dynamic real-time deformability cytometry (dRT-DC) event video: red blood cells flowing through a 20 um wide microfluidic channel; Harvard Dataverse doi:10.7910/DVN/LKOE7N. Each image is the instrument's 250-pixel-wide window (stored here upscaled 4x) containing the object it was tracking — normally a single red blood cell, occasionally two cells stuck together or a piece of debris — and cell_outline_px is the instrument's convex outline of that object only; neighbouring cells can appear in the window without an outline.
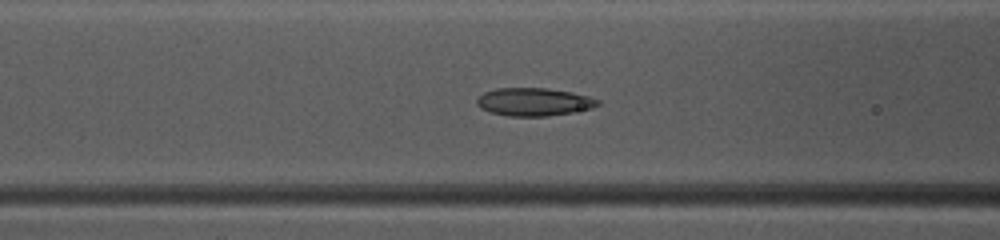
{"species": "common noctule bat (a hibernating species)", "species_latin": "Nyctalus noctula", "temperature_condition": "warm", "stored_images_in_passage": 41, "camera_frame_rate_fps": 3000, "um_per_image_px": 0.085, "animal": {"sex": "female", "body_mass_g": 10.0, "forearm_length_mm": 53.1}, "frame": {"image": 1, "passage_image": 11, "time_ms": 3.333, "image_size_px": [1000, 240], "cell_outline_px": [[600, 104], [592, 108], [572, 112], [548, 116], [508, 116], [492, 112], [480, 108], [476, 104], [476, 100], [484, 92], [496, 88], [548, 88], [572, 92], [588, 96], [600, 100]], "centroid_in_image_um": [45.39, 8.65], "position_along_channel_um": 121.2, "area_um2": 19.71}}
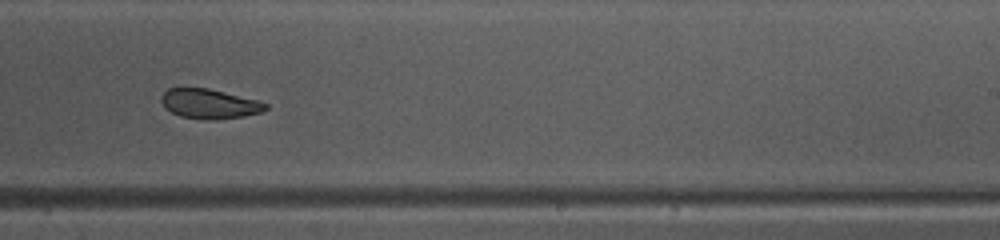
{"frame": {"image": 2, "passage_image": 22, "time_ms": 7.0, "image_size_px": [1000, 240], "cell_outline_px": [[268, 108], [260, 112], [244, 116], [216, 120], [208, 120], [180, 116], [164, 108], [160, 100], [160, 96], [168, 88], [208, 88], [256, 100], [268, 104]], "centroid_in_image_um": [17.76, 8.83], "position_along_channel_um": 271.2, "area_um2": 17.98}}
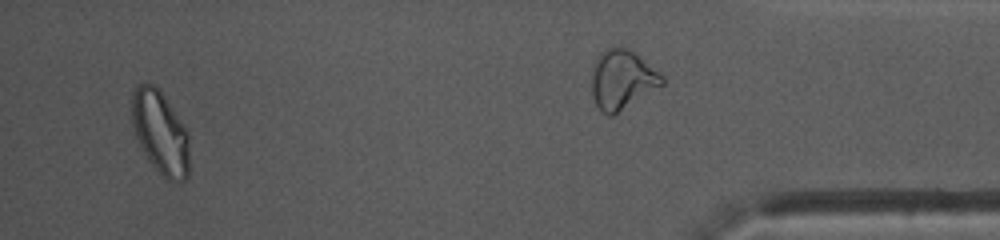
{"frame": {"image": 3, "passage_image": 38, "time_ms": 12.333, "image_size_px": [1000, 240], "cell_outline_px": [[188, 176], [180, 184], [168, 180], [148, 160], [136, 136], [132, 124], [132, 92], [140, 84], [152, 84], [164, 96], [184, 124], [188, 132]], "centroid_in_image_um": [13.64, 11.29], "position_along_channel_um": 421.6, "area_um2": 27.57}}